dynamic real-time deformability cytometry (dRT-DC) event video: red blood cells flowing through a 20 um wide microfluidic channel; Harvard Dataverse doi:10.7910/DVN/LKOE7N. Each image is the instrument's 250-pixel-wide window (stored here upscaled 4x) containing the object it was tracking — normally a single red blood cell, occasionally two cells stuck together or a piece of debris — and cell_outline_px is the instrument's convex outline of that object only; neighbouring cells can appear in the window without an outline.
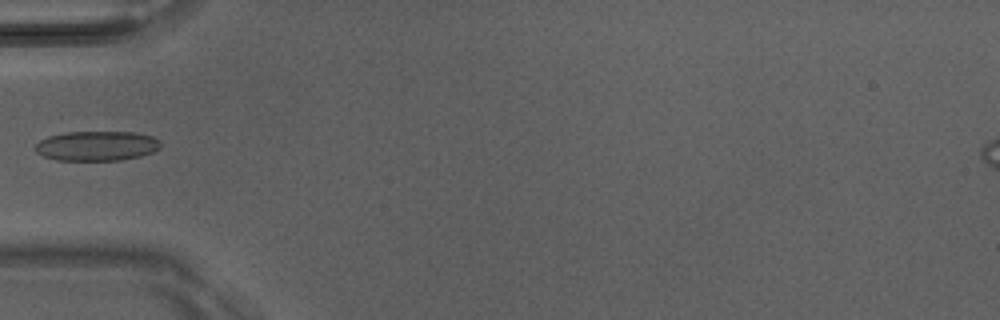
{"species": "Egyptian fruit bat (a non-hibernating species)", "species_latin": "Rousettus aegyptiacus", "temperature_condition": "room temperature", "stored_images_in_passage": 5, "camera_frame_rate_fps": 3000, "um_per_image_px": 0.085, "animal": {"sex": "male"}, "frame": {"image": 1, "passage_image": 4, "time_ms": 1.0, "image_size_px": [1000, 320], "cell_outline_px": [[160, 148], [152, 152], [140, 156], [120, 160], [56, 160], [44, 156], [36, 152], [36, 144], [40, 140], [48, 136], [64, 132], [136, 132], [152, 136], [160, 140]], "centroid_in_image_um": [8.23, 12.39], "position_along_channel_um": 76.8, "area_um2": 21.73}}